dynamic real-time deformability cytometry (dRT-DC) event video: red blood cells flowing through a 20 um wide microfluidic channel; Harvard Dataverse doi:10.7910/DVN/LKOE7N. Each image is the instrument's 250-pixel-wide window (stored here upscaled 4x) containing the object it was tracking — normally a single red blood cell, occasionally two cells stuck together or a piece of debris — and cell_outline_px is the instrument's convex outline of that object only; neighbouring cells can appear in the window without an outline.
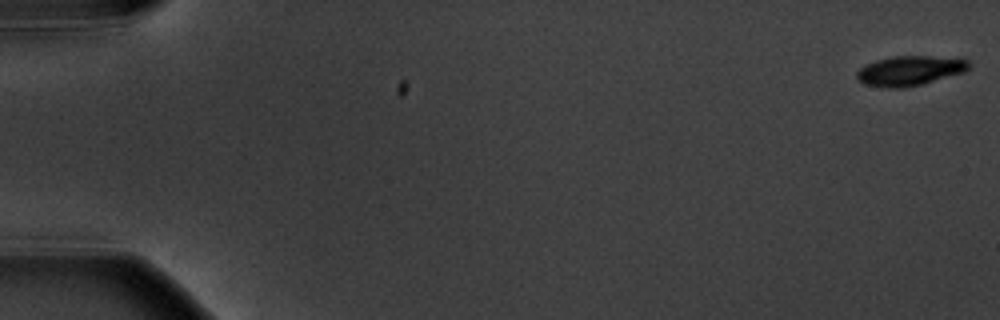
{"species": "common noctule bat (a hibernating species)", "species_latin": "Nyctalus noctula", "temperature_condition": "warm", "stored_images_in_passage": 5, "camera_frame_rate_fps": 3000, "um_per_image_px": 0.085, "animal": {"sex": "male", "body_mass_g": 20.1, "forearm_length_mm": 53.5}, "frame": {"image": 1, "passage_image": 1, "time_ms": 0.0, "image_size_px": [1000, 320], "cell_outline_px": [[972, 64], [964, 72], [920, 84], [904, 88], [884, 88], [864, 84], [856, 80], [856, 72], [860, 68], [876, 60], [892, 56], [928, 56], [968, 60]], "centroid_in_image_um": [77.28, 6.02], "position_along_channel_um": 7.7, "area_um2": 19.31}}
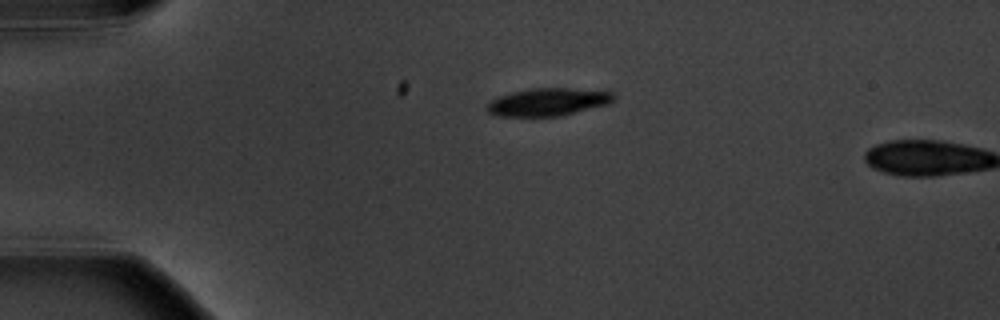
{"frame": {"image": 2, "passage_image": 4, "time_ms": 4.333, "image_size_px": [1000, 320], "cell_outline_px": [[616, 100], [608, 104], [560, 116], [496, 116], [488, 112], [484, 104], [500, 96], [512, 92], [532, 88], [568, 88], [612, 92], [616, 96]], "centroid_in_image_um": [46.57, 8.67], "position_along_channel_um": 38.4, "area_um2": 20.46}}